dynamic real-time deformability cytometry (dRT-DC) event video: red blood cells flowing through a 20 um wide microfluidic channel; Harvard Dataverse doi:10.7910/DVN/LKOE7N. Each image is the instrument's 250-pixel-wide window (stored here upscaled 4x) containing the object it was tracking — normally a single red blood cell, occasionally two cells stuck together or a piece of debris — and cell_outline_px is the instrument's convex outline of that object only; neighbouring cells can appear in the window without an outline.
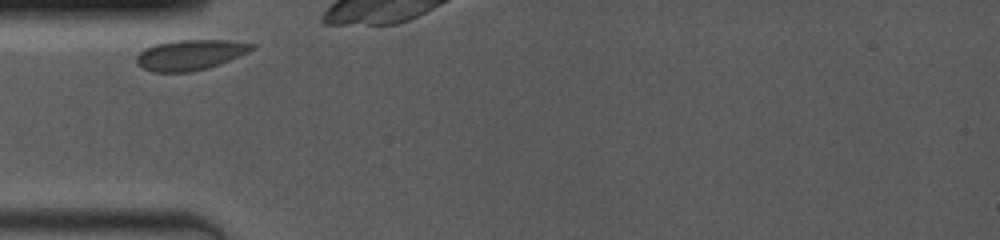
{"species": "common noctule bat (a hibernating species)", "species_latin": "Nyctalus noctula", "temperature_condition": "room temperature", "stored_images_in_passage": 10, "camera_frame_rate_fps": 4000, "um_per_image_px": 0.085, "animal": {"sex": "female", "body_mass_g": 19.0, "forearm_length_mm": 53.3}, "frame": {"image": 1, "passage_image": 1, "time_ms": 0.0, "image_size_px": [1000, 240], "cell_outline_px": [[256, 48], [248, 52], [220, 64], [208, 68], [192, 72], [152, 72], [136, 64], [136, 56], [144, 48], [156, 44], [172, 40], [224, 40], [256, 44]], "centroid_in_image_um": [16.15, 4.66], "position_along_channel_um": 68.8, "area_um2": 20.52}}
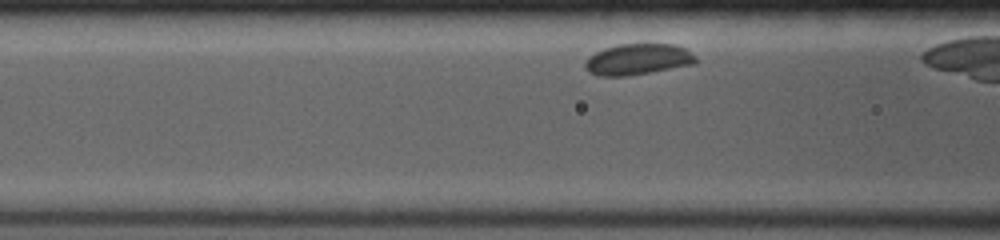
{"frame": {"image": 2, "passage_image": 4, "time_ms": 1.25, "image_size_px": [1000, 240], "cell_outline_px": [[696, 64], [652, 72], [628, 76], [600, 76], [588, 72], [584, 68], [584, 64], [588, 56], [604, 48], [620, 44], [676, 44], [684, 48], [696, 56]], "centroid_in_image_um": [54.21, 5.05], "position_along_channel_um": 112.4, "area_um2": 20.23}}